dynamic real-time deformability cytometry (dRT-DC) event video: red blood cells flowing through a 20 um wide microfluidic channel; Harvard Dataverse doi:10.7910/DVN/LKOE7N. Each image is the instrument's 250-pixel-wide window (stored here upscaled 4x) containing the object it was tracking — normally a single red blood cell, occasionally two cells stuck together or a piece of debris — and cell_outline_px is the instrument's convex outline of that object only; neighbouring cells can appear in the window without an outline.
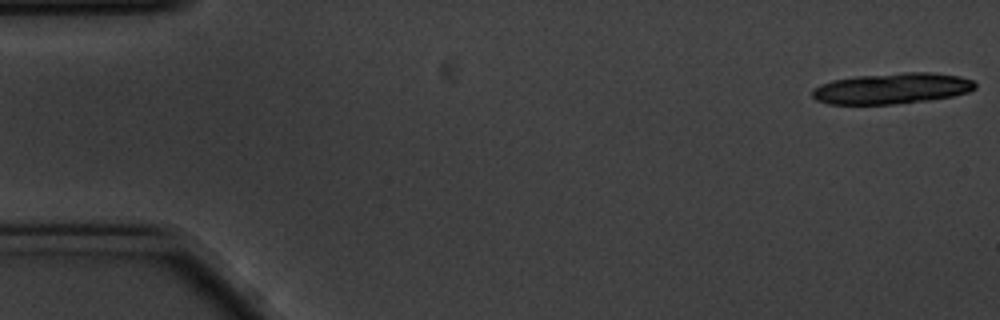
{"species": "common noctule bat (a hibernating species)", "species_latin": "Nyctalus noctula", "temperature_condition": "cold", "stored_images_in_passage": 12, "camera_frame_rate_fps": 3000, "um_per_image_px": 0.085, "animal": {"sex": "male", "body_mass_g": 20.1, "forearm_length_mm": 53.5}, "frame": {"image": 1, "passage_image": 1, "time_ms": 0.0, "image_size_px": [1000, 320], "cell_outline_px": [[976, 88], [968, 92], [952, 96], [928, 100], [892, 104], [828, 104], [816, 100], [812, 96], [812, 88], [820, 84], [832, 80], [856, 76], [904, 72], [928, 72], [960, 76], [972, 80], [976, 84]], "centroid_in_image_um": [75.79, 7.51], "position_along_channel_um": 9.2, "area_um2": 29.36}}